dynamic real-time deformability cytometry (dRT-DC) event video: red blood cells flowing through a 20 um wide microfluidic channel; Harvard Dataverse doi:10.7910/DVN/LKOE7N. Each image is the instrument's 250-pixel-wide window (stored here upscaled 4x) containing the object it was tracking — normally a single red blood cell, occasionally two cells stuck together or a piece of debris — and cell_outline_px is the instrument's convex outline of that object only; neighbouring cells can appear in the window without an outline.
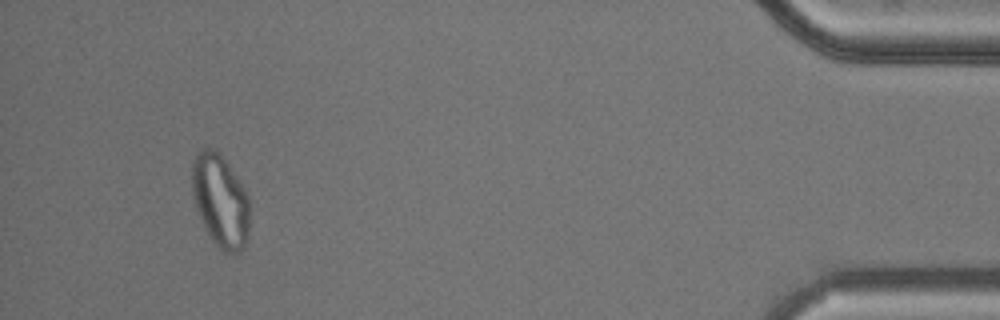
{"species": "common noctule bat (a hibernating species)", "species_latin": "Nyctalus noctula", "temperature_condition": "cold", "stored_images_in_passage": 14, "camera_frame_rate_fps": 3000, "um_per_image_px": 0.085, "animal": {"sex": "male", "body_mass_g": 20.5, "forearm_length_mm": 52.5}, "frame": {"image": 1, "passage_image": 14, "time_ms": 16.667, "image_size_px": [1000, 320], "cell_outline_px": [[248, 232], [244, 248], [240, 252], [232, 256], [224, 252], [212, 240], [204, 228], [196, 208], [192, 196], [192, 160], [200, 148], [216, 148], [220, 152], [244, 188], [248, 196]], "centroid_in_image_um": [18.71, 17.06], "position_along_channel_um": 416.5, "area_um2": 31.44}, "authors_computed_cell_mechanics": {"area_um2": 29.9982, "velocity_mm_per_s": 3.7142, "shape_relaxation_time_tau1_ms": null, "shape_relaxation_time_tau2_ms": 1.3243, "deformation_change_tau1": null, "deformation_change_tau2": 0.0477}}